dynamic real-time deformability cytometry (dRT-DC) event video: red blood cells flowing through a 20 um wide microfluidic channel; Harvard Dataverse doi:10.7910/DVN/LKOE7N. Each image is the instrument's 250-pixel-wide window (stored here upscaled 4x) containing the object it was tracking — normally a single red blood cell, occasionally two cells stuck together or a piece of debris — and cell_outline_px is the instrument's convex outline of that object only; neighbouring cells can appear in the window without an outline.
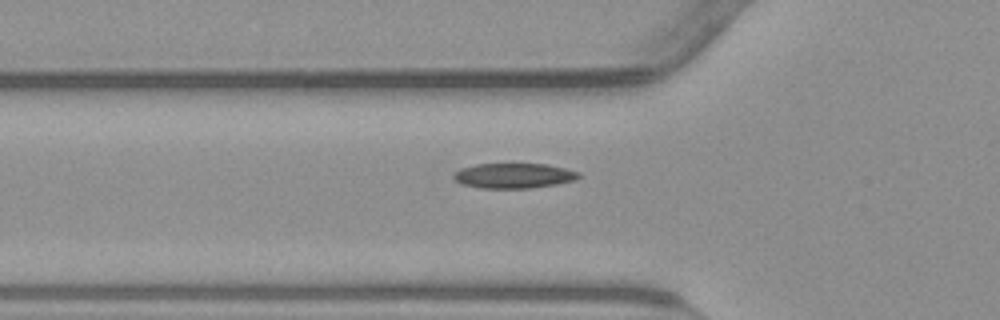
{"species": "common noctule bat (a hibernating species)", "species_latin": "Nyctalus noctula", "temperature_condition": "warm", "stored_images_in_passage": 39, "camera_frame_rate_fps": 3000, "um_per_image_px": 0.085, "animal": {"sex": "male", "body_mass_g": 23.1, "forearm_length_mm": 52.7}, "frame": {"image": 1, "passage_image": 8, "time_ms": 2.333, "image_size_px": [1000, 320], "cell_outline_px": [[580, 176], [576, 180], [556, 184], [532, 188], [480, 188], [460, 184], [452, 176], [460, 168], [476, 164], [548, 164], [580, 172]], "centroid_in_image_um": [43.67, 14.93], "position_along_channel_um": 82.1, "area_um2": 18.32}}
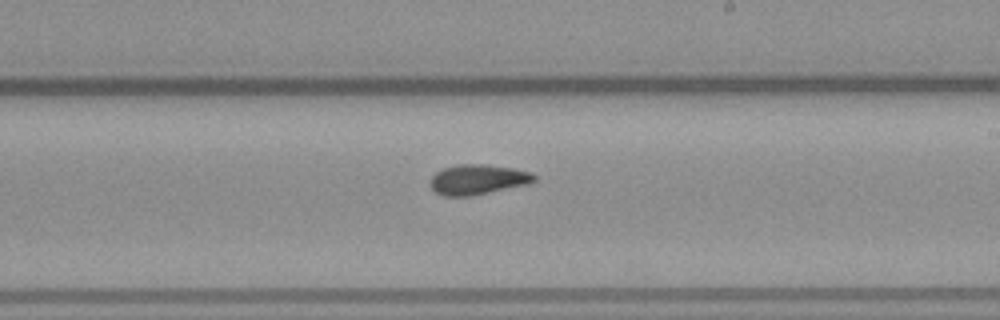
{"frame": {"image": 2, "passage_image": 21, "time_ms": 6.667, "image_size_px": [1000, 320], "cell_outline_px": [[536, 180], [532, 184], [468, 196], [444, 196], [436, 192], [428, 184], [432, 176], [436, 172], [444, 168], [456, 164], [484, 164], [512, 168], [532, 172], [536, 176]], "centroid_in_image_um": [40.63, 15.25], "position_along_channel_um": 248.4, "area_um2": 18.38}}
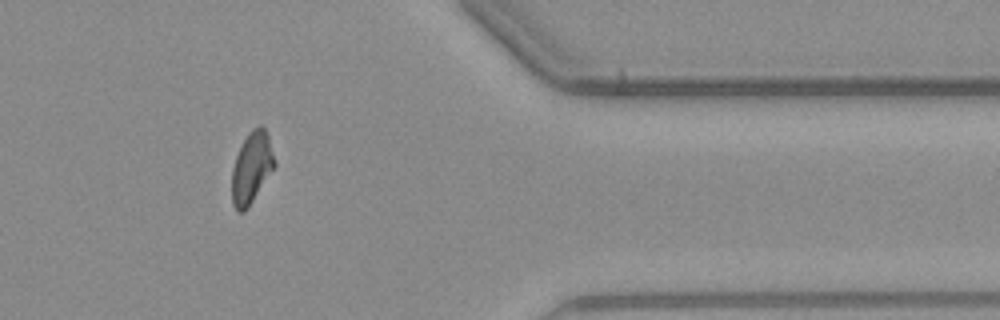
{"frame": {"image": 3, "passage_image": 34, "time_ms": 11.0, "image_size_px": [1000, 320], "cell_outline_px": [[276, 164], [248, 208], [244, 212], [240, 212], [232, 204], [232, 168], [236, 156], [248, 132], [252, 128], [260, 124], [264, 128], [268, 136]], "centroid_in_image_um": [21.38, 14.25], "position_along_channel_um": 390.0, "area_um2": 17.51}}